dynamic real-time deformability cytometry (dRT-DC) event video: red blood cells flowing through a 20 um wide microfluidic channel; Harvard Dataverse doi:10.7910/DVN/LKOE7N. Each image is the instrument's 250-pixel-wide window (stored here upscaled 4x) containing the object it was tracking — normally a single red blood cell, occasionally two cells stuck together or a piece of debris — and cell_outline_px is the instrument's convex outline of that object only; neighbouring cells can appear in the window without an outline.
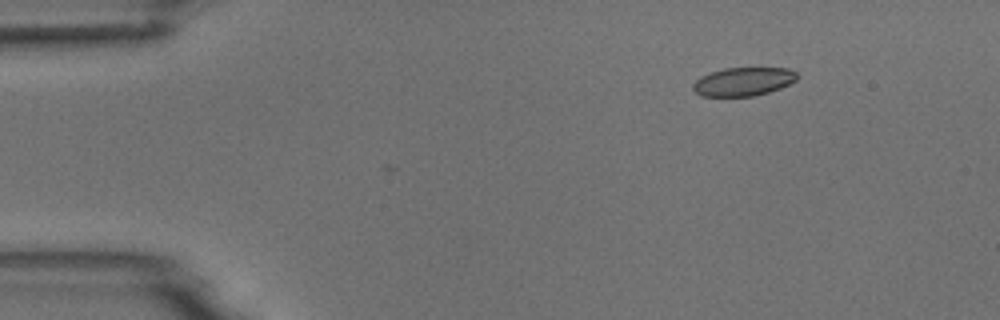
{"species": "common noctule bat (a hibernating species)", "species_latin": "Nyctalus noctula", "temperature_condition": "room temperature", "stored_images_in_passage": 4, "camera_frame_rate_fps": 3000, "um_per_image_px": 0.085, "animal": {"sex": "male", "body_mass_g": 18.8}, "frame": {"image": 1, "passage_image": 2, "time_ms": 1.333, "image_size_px": [1000, 320], "cell_outline_px": [[800, 76], [796, 80], [780, 88], [756, 96], [700, 96], [692, 88], [692, 84], [700, 76], [724, 68], [788, 68], [796, 72]], "centroid_in_image_um": [63.18, 6.93], "position_along_channel_um": 21.8, "area_um2": 17.34}}